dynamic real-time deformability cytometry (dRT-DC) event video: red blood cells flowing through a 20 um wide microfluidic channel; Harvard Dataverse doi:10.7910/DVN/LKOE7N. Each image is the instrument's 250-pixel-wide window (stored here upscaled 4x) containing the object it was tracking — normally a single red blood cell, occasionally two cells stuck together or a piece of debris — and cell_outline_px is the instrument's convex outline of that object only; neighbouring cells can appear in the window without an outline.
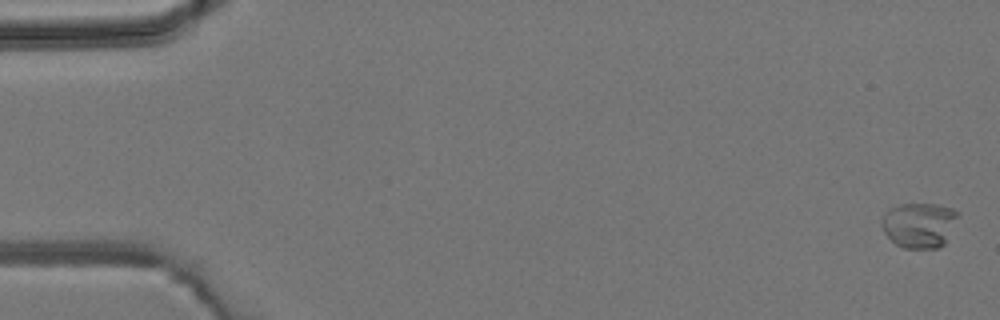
{"species": "common noctule bat (a hibernating species)", "species_latin": "Nyctalus noctula", "temperature_condition": "room temperature", "stored_images_in_passage": 4, "camera_frame_rate_fps": 3000, "um_per_image_px": 0.085, "animal": {"sex": "male", "body_mass_g": 19.2, "forearm_length_mm": 51.8}, "frame": {"image": 1, "passage_image": 1, "time_ms": 0.0, "image_size_px": [1000, 320], "cell_outline_px": [[960, 212], [944, 244], [940, 248], [904, 248], [896, 244], [884, 232], [880, 224], [880, 220], [884, 212], [888, 208], [900, 204], [936, 204], [952, 208]], "centroid_in_image_um": [78.1, 19.11], "position_along_channel_um": 6.9, "area_um2": 20.23}}